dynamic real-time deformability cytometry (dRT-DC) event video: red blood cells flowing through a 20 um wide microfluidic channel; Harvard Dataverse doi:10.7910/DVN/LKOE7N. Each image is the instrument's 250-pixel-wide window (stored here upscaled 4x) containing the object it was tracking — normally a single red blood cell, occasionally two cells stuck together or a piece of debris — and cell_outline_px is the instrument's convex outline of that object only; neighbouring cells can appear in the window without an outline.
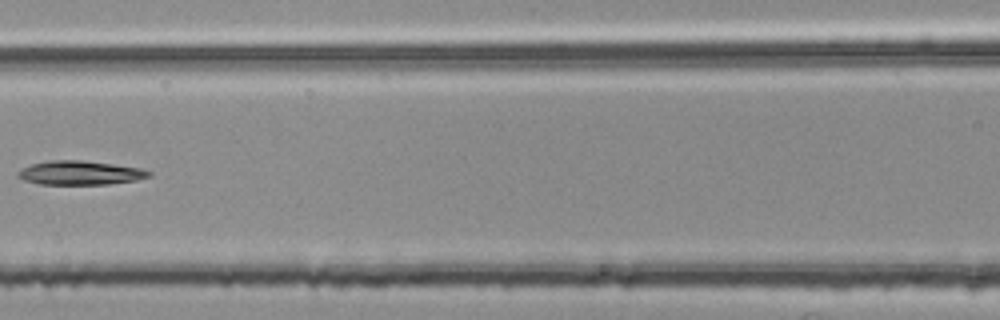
{"species": "common noctule bat (a hibernating species)", "species_latin": "Nyctalus noctula", "temperature_condition": "room temperature", "stored_images_in_passage": 6, "camera_frame_rate_fps": 3000, "um_per_image_px": 0.085, "animal": {"sex": "female", "body_mass_g": 25.1}, "frame": {"image": 1, "passage_image": 6, "time_ms": 1.667, "image_size_px": [1000, 320], "cell_outline_px": [[152, 176], [136, 180], [108, 184], [40, 184], [24, 180], [16, 176], [16, 172], [32, 164], [52, 160], [80, 160], [112, 164], [140, 168], [152, 172]], "centroid_in_image_um": [6.81, 14.69], "position_along_channel_um": 159.8, "area_um2": 18.15}}